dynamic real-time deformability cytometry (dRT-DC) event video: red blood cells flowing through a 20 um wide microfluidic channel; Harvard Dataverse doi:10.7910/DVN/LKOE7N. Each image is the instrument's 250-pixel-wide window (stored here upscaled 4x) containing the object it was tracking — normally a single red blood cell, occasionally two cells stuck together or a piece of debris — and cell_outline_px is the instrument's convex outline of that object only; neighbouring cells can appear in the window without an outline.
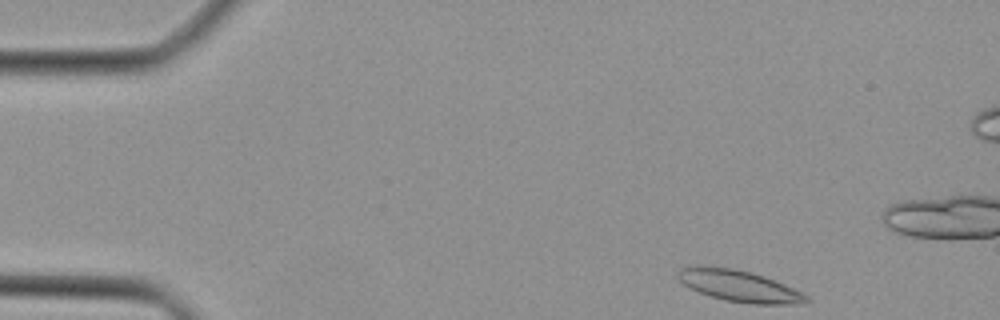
{"species": "Egyptian fruit bat (a non-hibernating species)", "species_latin": "Rousettus aegyptiacus", "temperature_condition": "cold", "stored_images_in_passage": 41, "camera_frame_rate_fps": 3000, "um_per_image_px": 0.085, "animal": {"sex": "female"}, "frame": {"image": 1, "passage_image": 1, "time_ms": 0.0, "image_size_px": [1000, 320], "cell_outline_px": [[812, 300], [808, 304], [752, 304], [728, 300], [712, 296], [700, 292], [684, 284], [676, 276], [676, 272], [680, 268], [732, 268], [752, 272], [764, 276], [784, 284], [808, 296]], "centroid_in_image_um": [62.94, 24.34], "position_along_channel_um": 22.1, "area_um2": 22.89}}
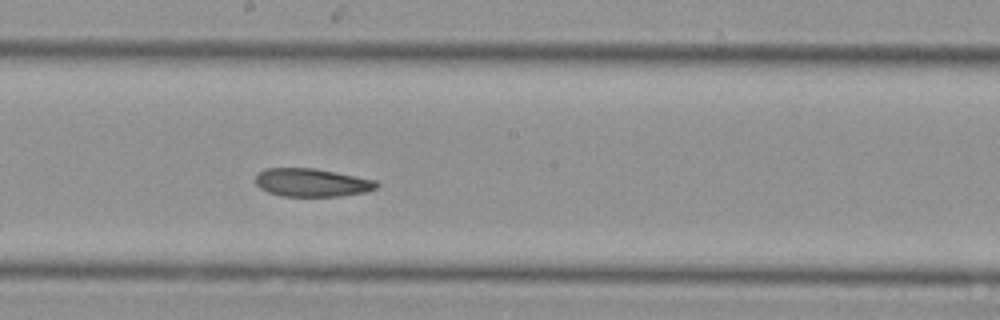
{"frame": {"image": 2, "passage_image": 20, "time_ms": 6.333, "image_size_px": [1000, 320], "cell_outline_px": [[380, 184], [376, 188], [364, 192], [340, 196], [284, 196], [268, 192], [260, 188], [256, 184], [256, 172], [264, 168], [316, 168], [376, 180]], "centroid_in_image_um": [26.49, 15.51], "position_along_channel_um": 221.7, "area_um2": 19.94}}
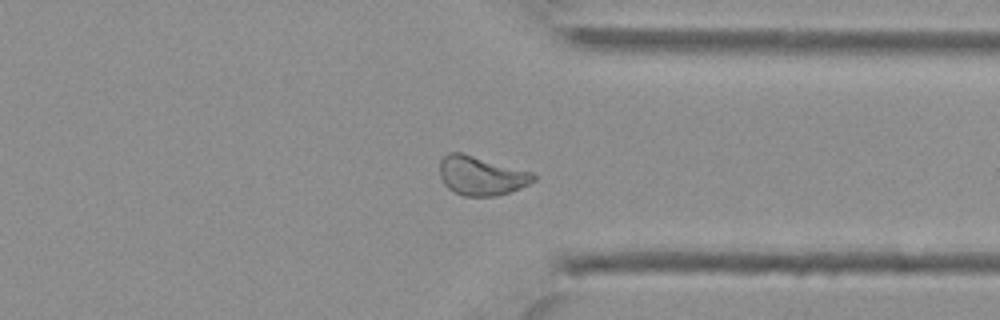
{"frame": {"image": 3, "passage_image": 30, "time_ms": 9.667, "image_size_px": [1000, 320], "cell_outline_px": [[536, 180], [520, 188], [496, 196], [464, 196], [448, 188], [444, 184], [440, 176], [440, 160], [448, 152], [460, 152], [532, 172], [536, 176]], "centroid_in_image_um": [40.89, 14.93], "position_along_channel_um": 370.5, "area_um2": 21.15}}